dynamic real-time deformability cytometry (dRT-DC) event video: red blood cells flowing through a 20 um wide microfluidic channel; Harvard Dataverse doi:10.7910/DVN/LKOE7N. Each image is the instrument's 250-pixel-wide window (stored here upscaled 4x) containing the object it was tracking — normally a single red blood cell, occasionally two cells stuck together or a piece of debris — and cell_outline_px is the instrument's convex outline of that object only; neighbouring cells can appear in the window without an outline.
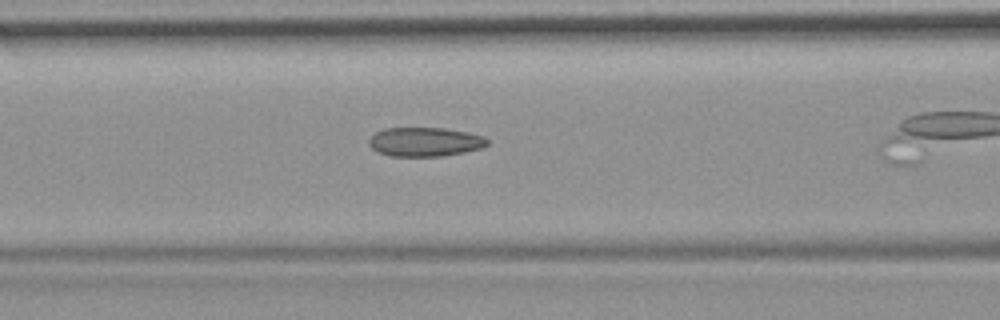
{"species": "common noctule bat (a hibernating species)", "species_latin": "Nyctalus noctula", "temperature_condition": "room temperature", "stored_images_in_passage": 21, "camera_frame_rate_fps": 3000, "um_per_image_px": 0.085, "animal": {"sex": "female", "body_mass_g": 19.9}, "frame": {"image": 1, "passage_image": 18, "time_ms": 5.667, "image_size_px": [1000, 320], "cell_outline_px": [[488, 144], [484, 148], [444, 156], [392, 156], [376, 152], [368, 144], [368, 140], [376, 132], [384, 128], [444, 128], [468, 132], [484, 136], [488, 140]], "centroid_in_image_um": [36.13, 12.06], "position_along_channel_um": 130.5, "area_um2": 20.23}}